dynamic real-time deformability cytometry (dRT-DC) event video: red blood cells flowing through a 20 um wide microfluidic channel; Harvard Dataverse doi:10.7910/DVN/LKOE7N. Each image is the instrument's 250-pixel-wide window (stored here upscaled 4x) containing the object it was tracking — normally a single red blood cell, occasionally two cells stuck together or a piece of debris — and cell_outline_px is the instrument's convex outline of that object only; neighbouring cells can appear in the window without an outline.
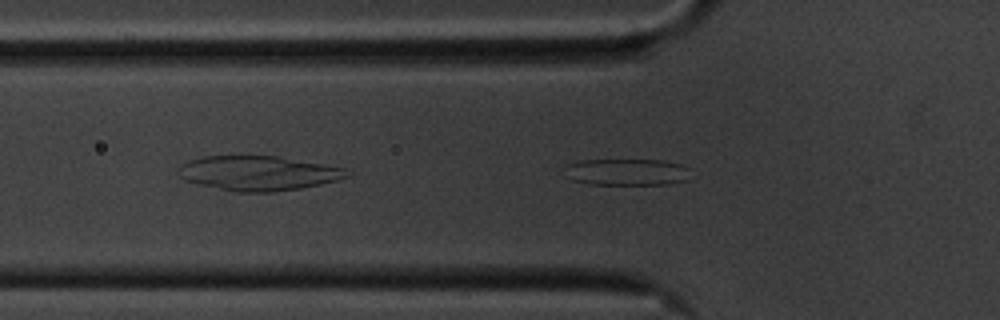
{"species": "common noctule bat (a hibernating species)", "species_latin": "Nyctalus noctula", "temperature_condition": "cold", "stored_images_in_passage": 41, "camera_frame_rate_fps": 3000, "um_per_image_px": 0.085, "animal": {"sex": "male", "body_mass_g": 20.1, "forearm_length_mm": 53.5}, "frame": {"image": 1, "passage_image": 2, "time_ms": 0.333, "image_size_px": [1000, 320], "cell_outline_px": [[688, 180], [668, 184], [588, 184], [572, 180], [560, 168], [568, 164], [580, 160], [664, 160], [680, 164], [688, 168]], "centroid_in_image_um": [53.22, 14.62], "position_along_channel_um": 72.6, "area_um2": 19.71}}
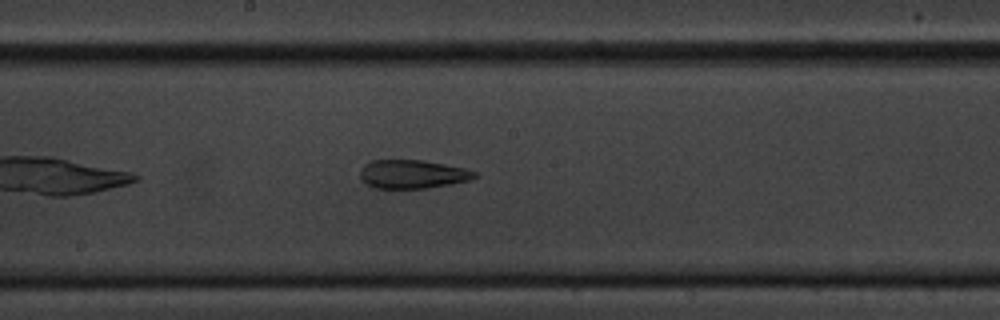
{"frame": {"image": 2, "passage_image": 14, "time_ms": 4.333, "image_size_px": [1000, 320], "cell_outline_px": [[476, 176], [472, 180], [452, 184], [424, 188], [376, 188], [368, 184], [360, 176], [360, 168], [364, 164], [372, 160], [424, 160], [464, 168], [476, 172]], "centroid_in_image_um": [35.07, 14.79], "position_along_channel_um": 213.1, "area_um2": 19.02}}
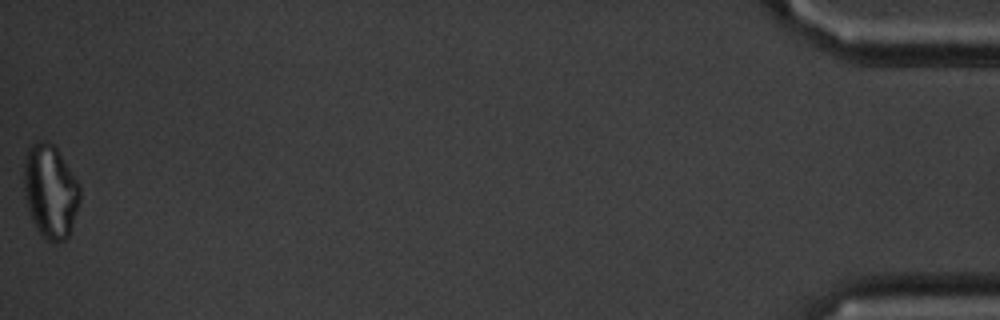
{"frame": {"image": 3, "passage_image": 41, "time_ms": 13.333, "image_size_px": [1000, 320], "cell_outline_px": [[80, 200], [68, 236], [64, 240], [48, 240], [36, 228], [32, 220], [28, 208], [24, 192], [24, 160], [28, 148], [32, 144], [40, 140], [48, 140], [56, 148], [80, 184]], "centroid_in_image_um": [4.27, 16.21], "position_along_channel_um": 430.9, "area_um2": 30.17}, "authors_computed_cell_mechanics": {"area_um2": 19.7098, "velocity_mm_per_s": 3.4959, "shape_relaxation_time_tau1_ms": null, "shape_relaxation_time_tau2_ms": 5.3203, "deformation_change_tau1": null, "deformation_change_tau2": 0.1766}}